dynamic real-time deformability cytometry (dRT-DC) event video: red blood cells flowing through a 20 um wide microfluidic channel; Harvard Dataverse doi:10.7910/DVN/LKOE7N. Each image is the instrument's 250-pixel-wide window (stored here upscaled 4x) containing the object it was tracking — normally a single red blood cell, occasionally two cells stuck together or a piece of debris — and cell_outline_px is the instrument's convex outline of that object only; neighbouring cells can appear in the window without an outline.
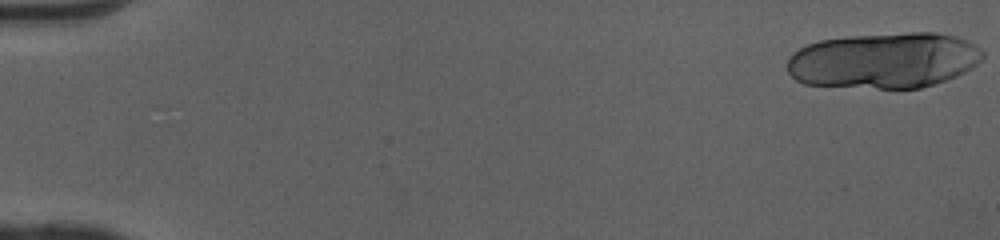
{"species": "human", "species_latin": "Homo sapiens", "temperature_condition": "cold", "stored_images_in_passage": 17, "camera_frame_rate_fps": 3000, "um_per_image_px": 0.085, "donor": {"sex": "female"}, "frame": {"image": 1, "passage_image": 1, "time_ms": 0.0, "image_size_px": [1000, 240], "cell_outline_px": [[984, 56], [972, 68], [956, 76], [920, 88], [876, 88], [804, 84], [796, 80], [788, 72], [788, 56], [792, 52], [808, 44], [820, 40], [848, 36], [912, 32], [936, 32], [956, 36], [976, 44], [984, 52]], "centroid_in_image_um": [75.14, 5.12], "position_along_channel_um": 9.9, "area_um2": 63.7}}